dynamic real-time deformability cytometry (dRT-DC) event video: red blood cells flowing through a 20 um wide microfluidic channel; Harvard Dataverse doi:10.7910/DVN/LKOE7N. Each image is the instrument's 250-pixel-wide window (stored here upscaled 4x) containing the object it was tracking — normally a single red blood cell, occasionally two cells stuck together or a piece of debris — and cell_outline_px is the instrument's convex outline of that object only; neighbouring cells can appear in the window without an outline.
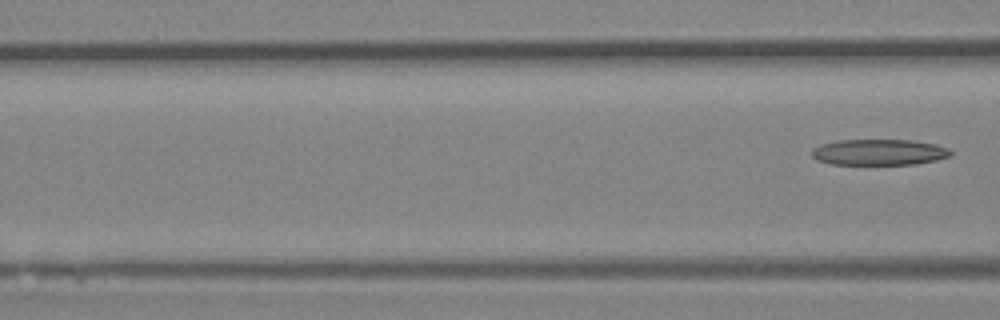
{"species": "Egyptian fruit bat (a non-hibernating species)", "species_latin": "Rousettus aegyptiacus", "temperature_condition": "room temperature", "stored_images_in_passage": 7, "segment_of_instrument_passage": [2, 2], "camera_frame_rate_fps": 3000, "um_per_image_px": 0.085, "animal": {"sex": "female"}, "frame": {"image": 1, "passage_image": 7, "time_ms": 2.0, "image_size_px": [1000, 320], "cell_outline_px": [[952, 156], [936, 160], [912, 164], [832, 164], [816, 160], [812, 156], [812, 148], [820, 144], [840, 140], [912, 140], [936, 144], [948, 148], [952, 152]], "centroid_in_image_um": [74.72, 12.93], "position_along_channel_um": 91.9, "area_um2": 21.04}}